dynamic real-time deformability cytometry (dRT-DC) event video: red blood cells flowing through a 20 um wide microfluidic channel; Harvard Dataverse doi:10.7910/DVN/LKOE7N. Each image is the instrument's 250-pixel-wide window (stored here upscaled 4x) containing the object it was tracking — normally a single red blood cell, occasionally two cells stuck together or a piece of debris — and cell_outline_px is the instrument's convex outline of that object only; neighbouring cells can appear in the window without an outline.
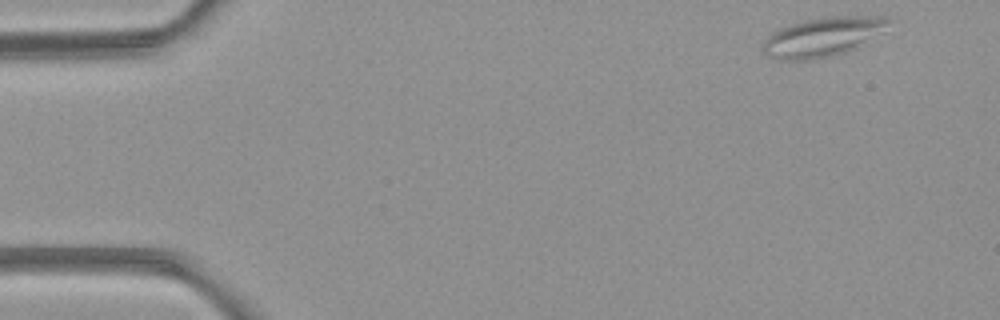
{"species": "common noctule bat (a hibernating species)", "species_latin": "Nyctalus noctula", "temperature_condition": "room temperature", "stored_images_in_passage": 5, "camera_frame_rate_fps": 3000, "um_per_image_px": 0.085, "animal": {"sex": "female", "body_mass_g": 21.9}, "frame": {"image": 1, "passage_image": 1, "time_ms": 0.0, "image_size_px": [1000, 320], "cell_outline_px": [[896, 20], [880, 32], [852, 48], [844, 52], [812, 60], [780, 60], [768, 56], [764, 52], [764, 40], [772, 32], [780, 28], [804, 20], [824, 16], [888, 16]], "centroid_in_image_um": [69.93, 3.11], "position_along_channel_um": 15.1, "area_um2": 28.38}}